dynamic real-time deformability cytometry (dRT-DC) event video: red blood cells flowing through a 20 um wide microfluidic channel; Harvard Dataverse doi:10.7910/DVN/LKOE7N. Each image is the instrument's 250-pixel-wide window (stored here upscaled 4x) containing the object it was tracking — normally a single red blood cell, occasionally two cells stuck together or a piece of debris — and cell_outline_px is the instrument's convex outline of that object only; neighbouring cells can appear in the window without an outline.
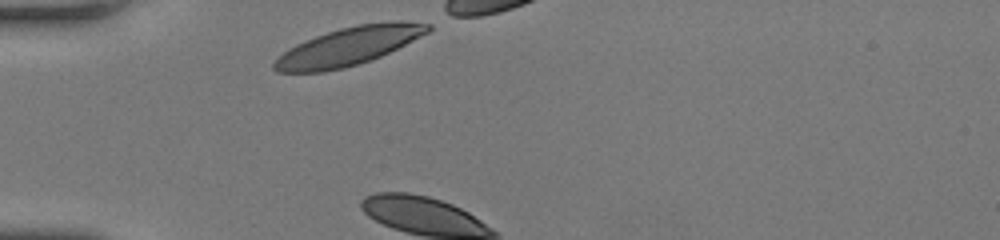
{"species": "human", "species_latin": "Homo sapiens", "temperature_condition": "room temperature", "stored_images_in_passage": 2, "camera_frame_rate_fps": 3000, "um_per_image_px": 0.085, "donor": {"sex": "female"}, "frame": {"image": 1, "passage_image": 1, "time_ms": 0.0, "image_size_px": [1000, 240], "cell_outline_px": [[432, 28], [428, 32], [372, 60], [344, 68], [324, 72], [276, 72], [272, 68], [272, 64], [288, 48], [296, 44], [316, 36], [340, 28], [360, 24], [396, 20], [400, 20], [432, 24]], "centroid_in_image_um": [29.63, 3.93], "position_along_channel_um": 55.4, "area_um2": 33.93}}